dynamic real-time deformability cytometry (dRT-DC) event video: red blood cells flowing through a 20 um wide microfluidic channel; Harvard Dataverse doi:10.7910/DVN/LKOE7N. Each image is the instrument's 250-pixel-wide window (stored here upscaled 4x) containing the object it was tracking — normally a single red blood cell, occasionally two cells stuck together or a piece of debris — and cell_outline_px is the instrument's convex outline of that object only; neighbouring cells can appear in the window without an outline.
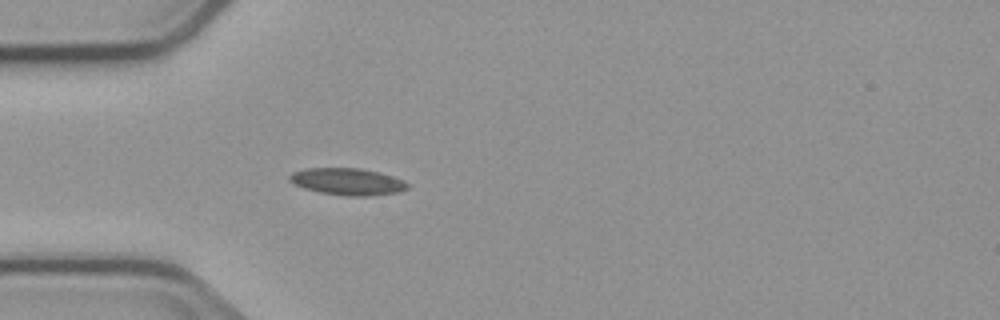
{"species": "common noctule bat (a hibernating species)", "species_latin": "Nyctalus noctula", "temperature_condition": "cold", "stored_images_in_passage": 4, "camera_frame_rate_fps": 3000, "um_per_image_px": 0.085, "animal": {"sex": "male", "body_mass_g": 23.1, "forearm_length_mm": 52.7}, "frame": {"image": 1, "passage_image": 4, "time_ms": 5.0, "image_size_px": [1000, 320], "cell_outline_px": [[408, 188], [400, 192], [368, 196], [348, 196], [320, 192], [304, 188], [288, 180], [288, 176], [292, 172], [304, 168], [360, 168], [380, 172], [392, 176], [408, 184]], "centroid_in_image_um": [29.52, 15.43], "position_along_channel_um": 55.5, "area_um2": 18.44}}